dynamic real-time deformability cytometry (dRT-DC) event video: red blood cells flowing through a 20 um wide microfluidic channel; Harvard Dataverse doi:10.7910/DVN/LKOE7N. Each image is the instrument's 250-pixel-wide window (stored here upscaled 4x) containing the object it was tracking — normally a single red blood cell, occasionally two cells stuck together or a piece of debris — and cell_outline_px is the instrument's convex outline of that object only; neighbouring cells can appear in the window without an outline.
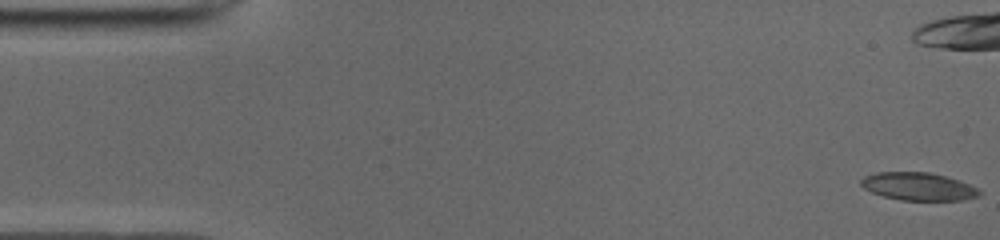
{"species": "common noctule bat (a hibernating species)", "species_latin": "Nyctalus noctula", "temperature_condition": "cold", "stored_images_in_passage": 52, "camera_frame_rate_fps": 3000, "um_per_image_px": 0.085, "animal": {"sex": "male", "body_mass_g": 19.0, "forearm_length_mm": 50.8}, "frame": {"image": 1, "passage_image": 1, "time_ms": 0.0, "image_size_px": [1000, 240], "cell_outline_px": [[980, 196], [960, 200], [900, 200], [884, 196], [872, 192], [864, 188], [860, 184], [860, 180], [864, 176], [876, 172], [928, 172], [944, 176], [968, 184], [976, 188], [980, 192]], "centroid_in_image_um": [78.01, 15.85], "position_along_channel_um": 7.0, "area_um2": 18.96}}
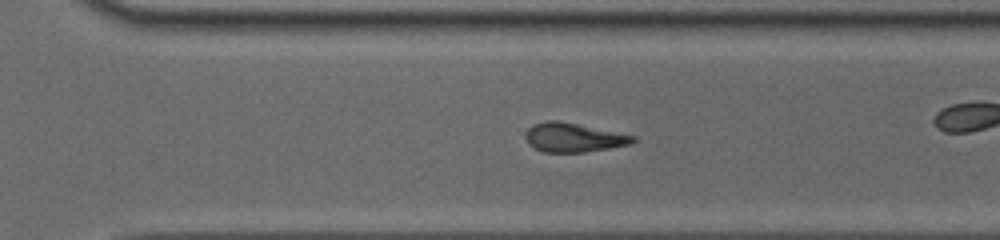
{"frame": {"image": 2, "passage_image": 35, "time_ms": 11.333, "image_size_px": [1000, 240], "cell_outline_px": [[636, 140], [632, 144], [584, 152], [544, 152], [528, 144], [524, 136], [528, 128], [532, 124], [548, 120], [556, 120], [636, 136]], "centroid_in_image_um": [48.72, 11.69], "position_along_channel_um": 321.9, "area_um2": 18.03}}
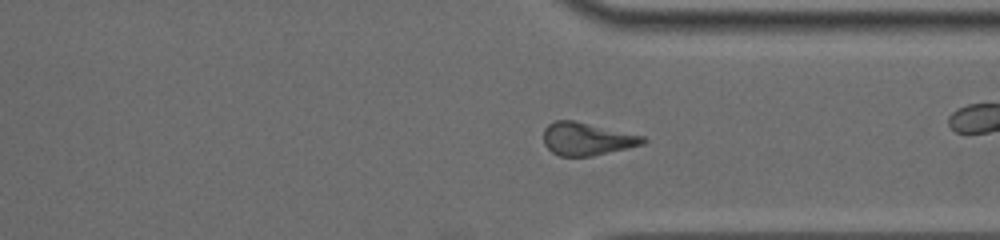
{"frame": {"image": 3, "passage_image": 38, "time_ms": 12.333, "image_size_px": [1000, 240], "cell_outline_px": [[648, 140], [644, 144], [628, 148], [592, 156], [560, 156], [552, 152], [544, 144], [544, 128], [548, 124], [556, 120], [572, 120], [644, 136]], "centroid_in_image_um": [49.88, 11.81], "position_along_channel_um": 361.5, "area_um2": 18.9}, "authors_computed_cell_mechanics": {"area_um2": 19.363, "velocity_mm_per_s": 3.9345, "shape_relaxation_time_tau1_ms": 5.2557, "shape_relaxation_time_tau2_ms": null, "deformation_change_tau1": 0.1439, "deformation_change_tau2": null}}